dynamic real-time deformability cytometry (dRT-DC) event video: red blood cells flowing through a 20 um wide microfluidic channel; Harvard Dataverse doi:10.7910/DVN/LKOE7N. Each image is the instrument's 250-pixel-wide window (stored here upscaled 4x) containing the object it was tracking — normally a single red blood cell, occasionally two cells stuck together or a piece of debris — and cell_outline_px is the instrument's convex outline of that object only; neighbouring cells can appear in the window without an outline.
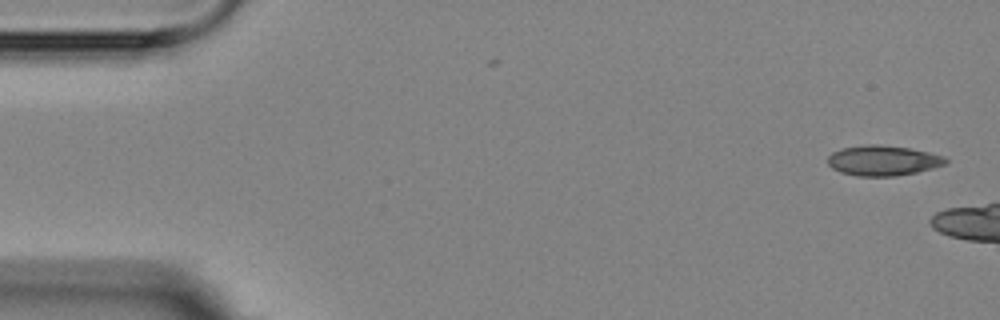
{"species": "Egyptian fruit bat (a non-hibernating species)", "species_latin": "Rousettus aegyptiacus", "temperature_condition": "room temperature", "stored_images_in_passage": 3, "camera_frame_rate_fps": 3000, "um_per_image_px": 0.085, "animal": {"sex": "female"}, "frame": {"image": 1, "passage_image": 1, "time_ms": 0.0, "image_size_px": [1000, 320], "cell_outline_px": [[948, 164], [916, 172], [896, 176], [856, 176], [840, 172], [832, 168], [828, 164], [828, 156], [832, 152], [840, 148], [868, 144], [876, 144], [908, 148], [928, 152], [944, 156], [948, 160]], "centroid_in_image_um": [75.04, 13.64], "position_along_channel_um": 10.0, "area_um2": 20.81}}